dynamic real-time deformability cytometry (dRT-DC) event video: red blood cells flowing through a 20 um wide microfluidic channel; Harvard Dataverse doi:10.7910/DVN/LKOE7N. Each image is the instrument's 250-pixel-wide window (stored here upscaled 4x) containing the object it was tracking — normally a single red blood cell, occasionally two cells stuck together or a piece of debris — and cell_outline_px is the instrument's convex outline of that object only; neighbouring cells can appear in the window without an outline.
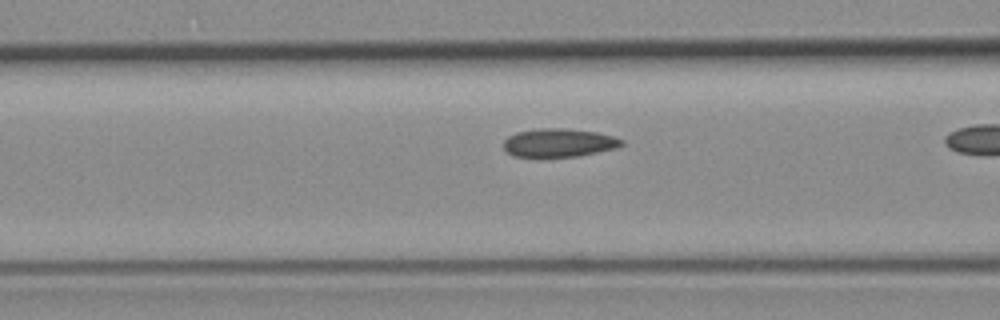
{"species": "common noctule bat (a hibernating species)", "species_latin": "Nyctalus noctula", "temperature_condition": "room temperature", "stored_images_in_passage": 32, "camera_frame_rate_fps": 3000, "um_per_image_px": 0.085, "animal": {"sex": "female", "body_mass_g": 19.3, "forearm_length_mm": 54.1}, "frame": {"image": 1, "passage_image": 18, "time_ms": 5.667, "image_size_px": [1000, 320], "cell_outline_px": [[624, 144], [616, 148], [580, 156], [548, 160], [544, 160], [512, 156], [504, 148], [504, 140], [508, 136], [516, 132], [536, 128], [564, 128], [596, 132], [612, 136], [624, 140]], "centroid_in_image_um": [47.45, 12.18], "position_along_channel_um": 119.1, "area_um2": 20.52}}
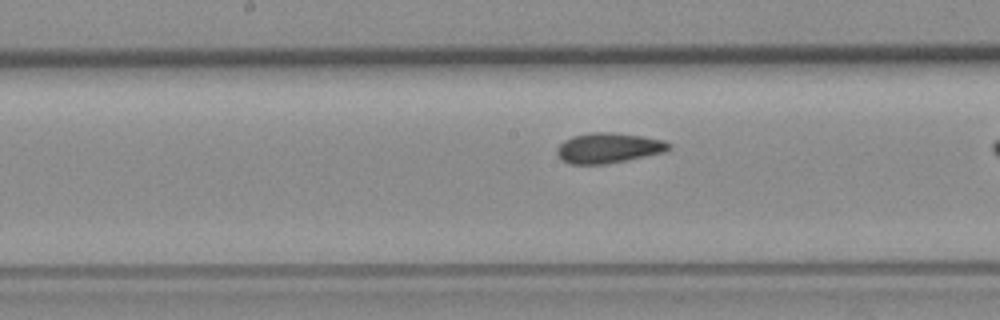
{"frame": {"image": 2, "passage_image": 24, "time_ms": 7.667, "image_size_px": [1000, 320], "cell_outline_px": [[672, 148], [668, 152], [628, 160], [604, 164], [568, 164], [556, 152], [556, 148], [564, 140], [572, 136], [588, 132], [612, 132], [640, 136], [664, 140], [672, 144]], "centroid_in_image_um": [51.77, 12.57], "position_along_channel_um": 196.4, "area_um2": 19.94}}
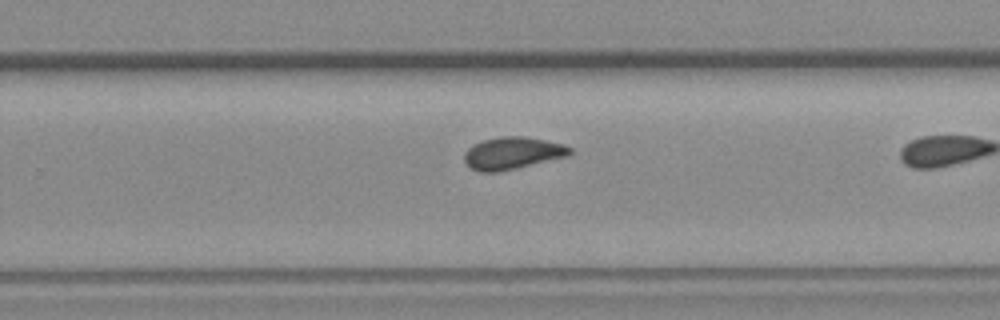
{"frame": {"image": 3, "passage_image": 31, "time_ms": 10.0, "image_size_px": [1000, 320], "cell_outline_px": [[572, 152], [568, 156], [516, 168], [496, 172], [480, 172], [472, 168], [464, 160], [464, 152], [472, 144], [484, 140], [500, 136], [524, 136], [564, 144], [572, 148]], "centroid_in_image_um": [43.56, 13.01], "position_along_channel_um": 286.2, "area_um2": 19.77}}